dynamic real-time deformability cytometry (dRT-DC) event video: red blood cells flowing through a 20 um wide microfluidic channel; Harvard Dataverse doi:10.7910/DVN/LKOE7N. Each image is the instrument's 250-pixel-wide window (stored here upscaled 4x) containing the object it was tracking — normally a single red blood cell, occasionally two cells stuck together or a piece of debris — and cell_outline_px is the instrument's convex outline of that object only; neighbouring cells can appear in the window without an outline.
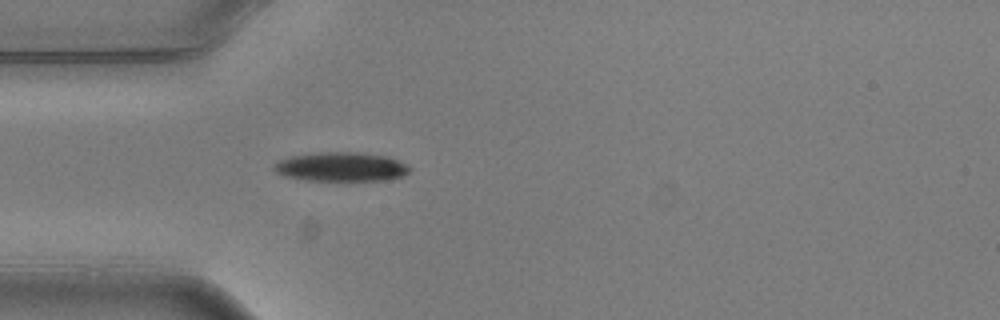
{"species": "common noctule bat (a hibernating species)", "species_latin": "Nyctalus noctula", "temperature_condition": "warm", "stored_images_in_passage": 1, "camera_frame_rate_fps": 3000, "um_per_image_px": 0.085, "animal": {"sex": "male", "body_mass_g": 20.5, "forearm_length_mm": 52.5}, "frame": {"image": 1, "passage_image": 1, "time_ms": 0.0, "image_size_px": [1000, 320], "cell_outline_px": [[412, 168], [404, 176], [388, 180], [308, 180], [288, 176], [276, 172], [272, 168], [272, 164], [288, 156], [320, 152], [360, 152], [388, 156], [400, 160], [408, 164]], "centroid_in_image_um": [29.05, 14.16], "position_along_channel_um": 56.0, "area_um2": 23.24}}